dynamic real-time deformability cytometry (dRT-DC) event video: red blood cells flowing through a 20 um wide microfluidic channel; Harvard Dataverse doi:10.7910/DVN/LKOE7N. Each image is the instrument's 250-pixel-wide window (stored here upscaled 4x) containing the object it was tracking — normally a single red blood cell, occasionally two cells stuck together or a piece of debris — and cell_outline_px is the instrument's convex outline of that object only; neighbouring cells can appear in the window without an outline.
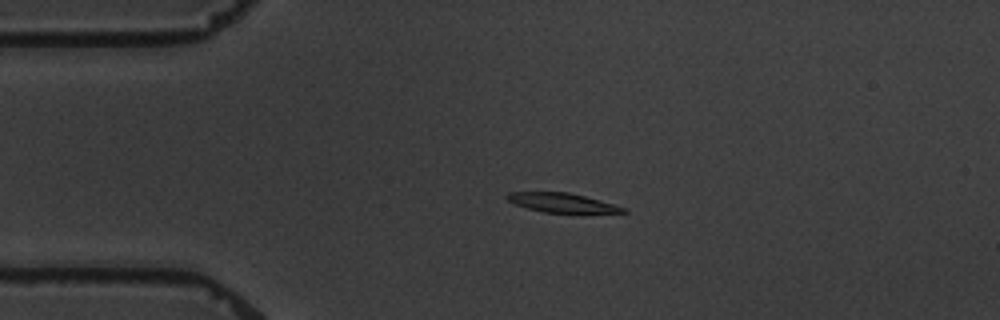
{"species": "common noctule bat (a hibernating species)", "species_latin": "Nyctalus noctula", "temperature_condition": "warm", "stored_images_in_passage": 4, "camera_frame_rate_fps": 3000, "um_per_image_px": 0.085, "animal": {"sex": "male", "body_mass_g": 19.5, "forearm_length_mm": 54.6}, "frame": {"image": 1, "passage_image": 3, "time_ms": 2.333, "image_size_px": [1000, 320], "cell_outline_px": [[628, 212], [580, 216], [544, 212], [528, 208], [516, 204], [508, 200], [504, 196], [508, 192], [568, 192], [616, 204], [628, 208]], "centroid_in_image_um": [47.95, 17.3], "position_along_channel_um": 37.1, "area_um2": 14.05}}